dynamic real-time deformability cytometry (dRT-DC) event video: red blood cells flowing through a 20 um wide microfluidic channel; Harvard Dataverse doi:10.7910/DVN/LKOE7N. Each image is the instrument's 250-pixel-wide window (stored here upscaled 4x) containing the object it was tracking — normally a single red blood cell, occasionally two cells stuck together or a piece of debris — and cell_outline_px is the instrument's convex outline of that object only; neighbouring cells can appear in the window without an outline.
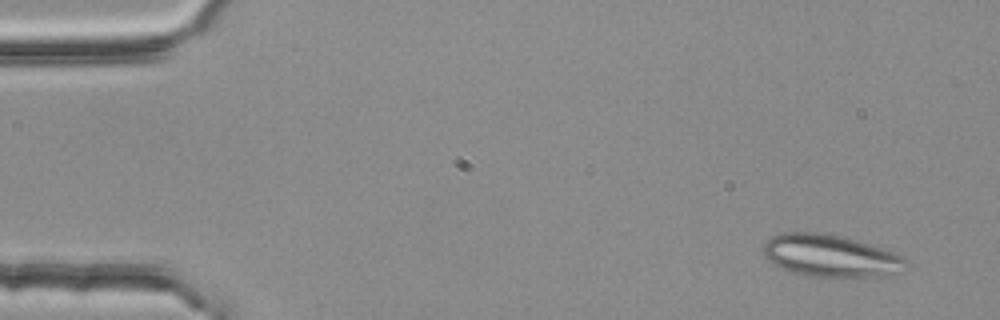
{"species": "common noctule bat (a hibernating species)", "species_latin": "Nyctalus noctula", "temperature_condition": "room temperature", "stored_images_in_passage": 4, "camera_frame_rate_fps": 3000, "um_per_image_px": 0.085, "animal": {"sex": "female", "body_mass_g": 25.1}, "frame": {"image": 1, "passage_image": 1, "time_ms": 0.0, "image_size_px": [1000, 320], "cell_outline_px": [[904, 260], [900, 272], [884, 276], [804, 276], [772, 264], [760, 252], [760, 248], [772, 236], [784, 232], [824, 232], [856, 240], [892, 252], [900, 256]], "centroid_in_image_um": [70.47, 21.73], "position_along_channel_um": 14.5, "area_um2": 34.68}}